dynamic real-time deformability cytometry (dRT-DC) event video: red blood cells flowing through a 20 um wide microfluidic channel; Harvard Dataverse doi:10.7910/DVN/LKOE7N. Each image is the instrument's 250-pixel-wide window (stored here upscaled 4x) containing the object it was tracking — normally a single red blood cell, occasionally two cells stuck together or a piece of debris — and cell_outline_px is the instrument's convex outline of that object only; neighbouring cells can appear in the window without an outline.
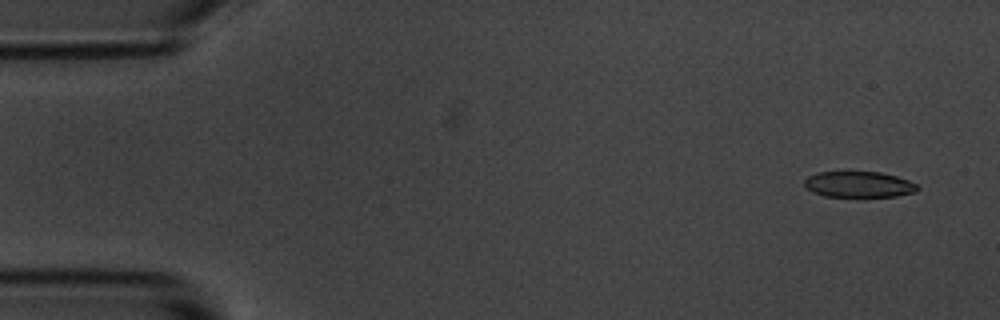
{"species": "common noctule bat (a hibernating species)", "species_latin": "Nyctalus noctula", "temperature_condition": "room temperature", "stored_images_in_passage": 5, "camera_frame_rate_fps": 3000, "um_per_image_px": 0.085, "animal": {"sex": "male", "body_mass_g": 20.1, "forearm_length_mm": 53.5}, "frame": {"image": 1, "passage_image": 1, "time_ms": 0.0, "image_size_px": [1000, 320], "cell_outline_px": [[920, 188], [916, 192], [896, 196], [864, 200], [860, 200], [824, 196], [812, 192], [804, 184], [804, 180], [808, 176], [816, 172], [848, 168], [880, 172], [896, 176], [908, 180], [916, 184]], "centroid_in_image_um": [72.96, 15.68], "position_along_channel_um": 12.0, "area_um2": 19.02}}
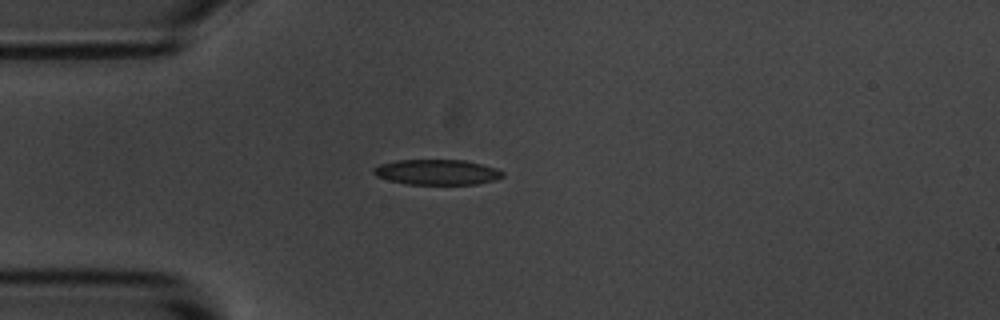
{"frame": {"image": 2, "passage_image": 4, "time_ms": 3.667, "image_size_px": [1000, 320], "cell_outline_px": [[504, 176], [496, 180], [476, 184], [408, 184], [388, 180], [376, 176], [372, 172], [372, 168], [380, 164], [396, 160], [464, 160], [496, 168], [504, 172]], "centroid_in_image_um": [37.13, 14.63], "position_along_channel_um": 47.9, "area_um2": 19.07}}